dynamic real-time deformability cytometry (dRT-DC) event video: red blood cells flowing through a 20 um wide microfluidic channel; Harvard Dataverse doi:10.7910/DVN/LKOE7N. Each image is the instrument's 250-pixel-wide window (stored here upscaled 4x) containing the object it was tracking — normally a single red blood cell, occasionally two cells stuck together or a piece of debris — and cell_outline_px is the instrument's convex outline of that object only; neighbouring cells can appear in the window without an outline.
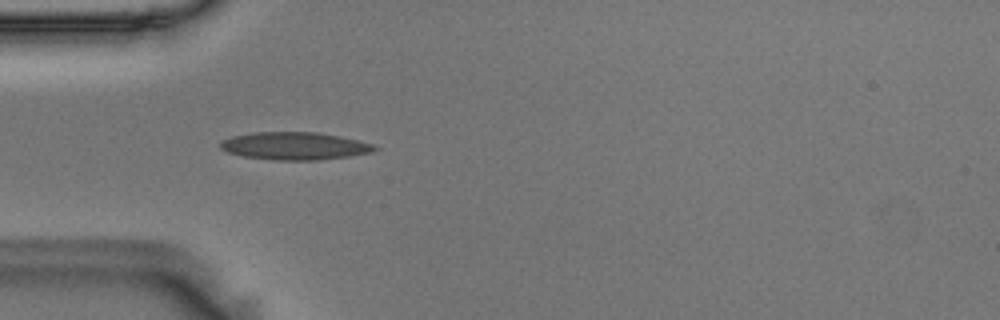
{"species": "Egyptian fruit bat (a non-hibernating species)", "species_latin": "Rousettus aegyptiacus", "temperature_condition": "room temperature", "stored_images_in_passage": 40, "camera_frame_rate_fps": 3000, "um_per_image_px": 0.085, "animal": {"sex": "male"}, "frame": {"image": 1, "passage_image": 1, "time_ms": 0.0, "image_size_px": [1000, 320], "cell_outline_px": [[380, 148], [372, 152], [348, 156], [316, 160], [272, 160], [244, 156], [228, 152], [220, 148], [220, 140], [232, 136], [252, 132], [316, 132], [340, 136], [372, 144]], "centroid_in_image_um": [25.01, 12.4], "position_along_channel_um": 60.0, "area_um2": 24.8}}
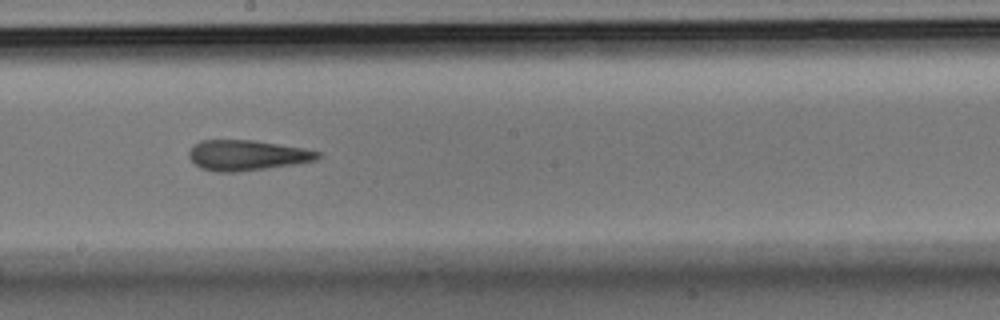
{"frame": {"image": 2, "passage_image": 15, "time_ms": 4.667, "image_size_px": [1000, 320], "cell_outline_px": [[324, 152], [316, 160], [296, 164], [236, 172], [216, 172], [200, 168], [188, 156], [188, 152], [192, 144], [200, 140], [252, 140], [304, 148]], "centroid_in_image_um": [20.98, 13.19], "position_along_channel_um": 227.2, "area_um2": 22.95}}
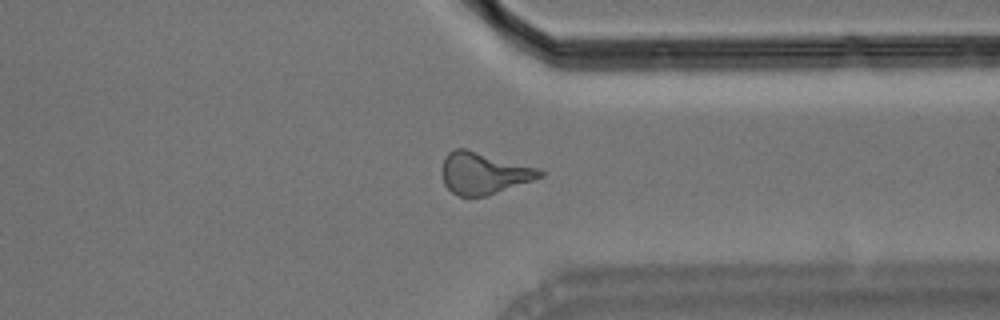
{"frame": {"image": 3, "passage_image": 27, "time_ms": 8.667, "image_size_px": [1000, 320], "cell_outline_px": [[544, 176], [488, 196], [468, 200], [452, 192], [444, 184], [440, 172], [444, 156], [448, 152], [456, 148], [468, 148], [540, 168], [544, 172]], "centroid_in_image_um": [41.09, 14.73], "position_along_channel_um": 370.3, "area_um2": 24.74}, "authors_computed_cell_mechanics": {"area_um2": 22.5998, "velocity_mm_per_s": 3.6137, "shape_relaxation_time_tau1_ms": 5.9804, "shape_relaxation_time_tau2_ms": 3.1828, "deformation_change_tau1": 0.1807, "deformation_change_tau2": 0.149}}